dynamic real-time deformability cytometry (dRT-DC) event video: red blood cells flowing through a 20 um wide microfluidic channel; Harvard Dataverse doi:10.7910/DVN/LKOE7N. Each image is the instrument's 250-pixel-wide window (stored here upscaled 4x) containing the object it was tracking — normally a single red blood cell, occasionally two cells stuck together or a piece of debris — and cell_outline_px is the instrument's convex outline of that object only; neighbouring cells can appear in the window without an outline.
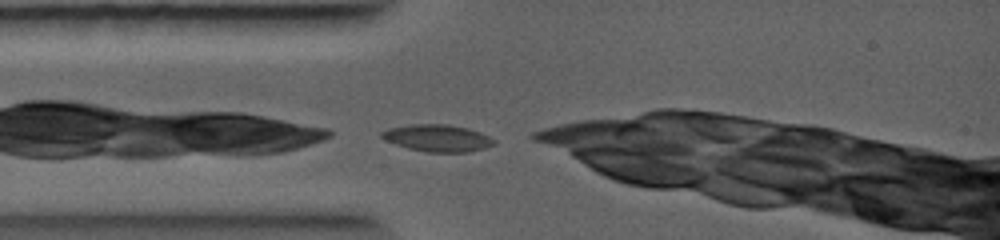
{"species": "common noctule bat (a hibernating species)", "species_latin": "Nyctalus noctula", "temperature_condition": "warm", "stored_images_in_passage": 1, "camera_frame_rate_fps": 5000, "um_per_image_px": 0.085, "animal": {"sex": "female", "body_mass_g": 19.0, "forearm_length_mm": 56.7}, "frame": {"image": 1, "passage_image": 1, "time_ms": 0.0, "image_size_px": [1000, 240], "cell_outline_px": [[496, 144], [484, 148], [468, 152], [428, 152], [408, 148], [384, 140], [380, 136], [380, 132], [388, 128], [408, 124], [448, 124], [468, 128], [480, 132], [496, 140]], "centroid_in_image_um": [37.18, 11.73], "position_along_channel_um": 47.8, "area_um2": 17.8}}